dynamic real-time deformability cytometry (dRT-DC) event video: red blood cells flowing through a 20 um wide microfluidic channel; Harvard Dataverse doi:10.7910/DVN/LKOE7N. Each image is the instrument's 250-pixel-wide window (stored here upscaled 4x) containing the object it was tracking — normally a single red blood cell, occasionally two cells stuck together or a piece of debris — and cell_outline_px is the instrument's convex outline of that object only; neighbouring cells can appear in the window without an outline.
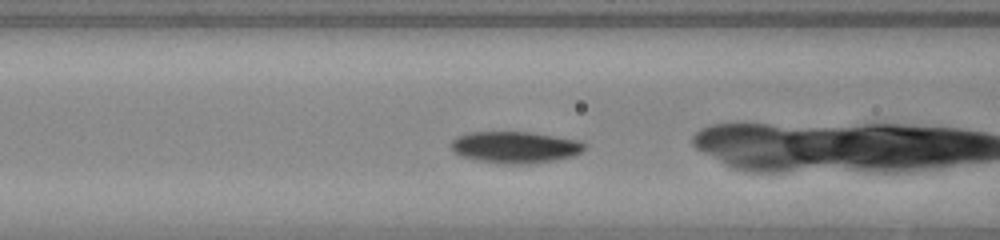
{"species": "common noctule bat (a hibernating species)", "species_latin": "Nyctalus noctula", "temperature_condition": "warm", "stored_images_in_passage": 29, "camera_frame_rate_fps": 3000, "um_per_image_px": 0.085, "animal": {"sex": "female", "body_mass_g": 23.0, "forearm_length_mm": 53.4}, "frame": {"image": 1, "passage_image": 5, "time_ms": 1.333, "image_size_px": [1000, 240], "cell_outline_px": [[588, 144], [576, 156], [532, 164], [500, 164], [476, 160], [460, 156], [452, 152], [452, 140], [456, 136], [468, 132], [528, 132], [580, 140]], "centroid_in_image_um": [43.78, 12.52], "position_along_channel_um": 122.8, "area_um2": 24.91}}
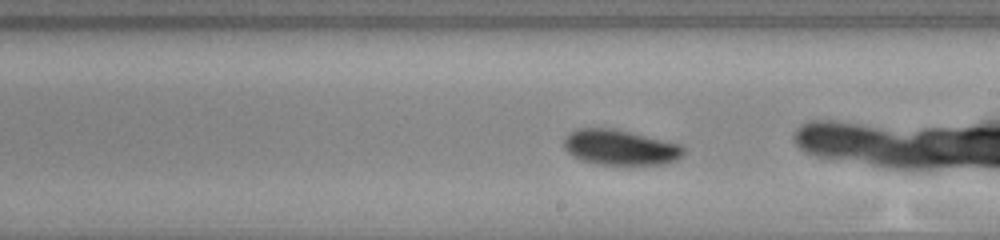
{"frame": {"image": 2, "passage_image": 14, "time_ms": 4.333, "image_size_px": [1000, 240], "cell_outline_px": [[684, 152], [676, 160], [664, 164], [596, 164], [580, 160], [572, 156], [564, 148], [564, 136], [568, 132], [580, 128], [616, 128], [680, 144], [684, 148]], "centroid_in_image_um": [52.67, 12.52], "position_along_channel_um": 236.3, "area_um2": 24.74}}
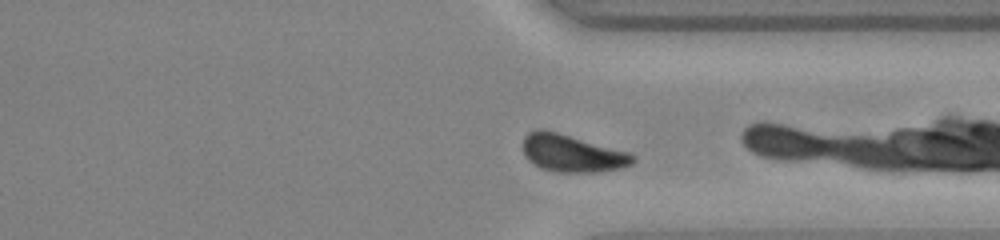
{"frame": {"image": 3, "passage_image": 24, "time_ms": 7.667, "image_size_px": [1000, 240], "cell_outline_px": [[636, 160], [632, 164], [620, 168], [600, 172], [556, 172], [540, 168], [528, 160], [524, 156], [524, 136], [528, 132], [536, 128], [544, 128], [628, 152], [636, 156]], "centroid_in_image_um": [48.61, 13.02], "position_along_channel_um": 362.8, "area_um2": 24.1}, "authors_computed_cell_mechanics": {"area_um2": 24.7384, "velocity_mm_per_s": 3.7941, "shape_relaxation_time_tau1_ms": 1.8767, "shape_relaxation_time_tau2_ms": null, "deformation_change_tau1": 0.0904, "deformation_change_tau2": null}}